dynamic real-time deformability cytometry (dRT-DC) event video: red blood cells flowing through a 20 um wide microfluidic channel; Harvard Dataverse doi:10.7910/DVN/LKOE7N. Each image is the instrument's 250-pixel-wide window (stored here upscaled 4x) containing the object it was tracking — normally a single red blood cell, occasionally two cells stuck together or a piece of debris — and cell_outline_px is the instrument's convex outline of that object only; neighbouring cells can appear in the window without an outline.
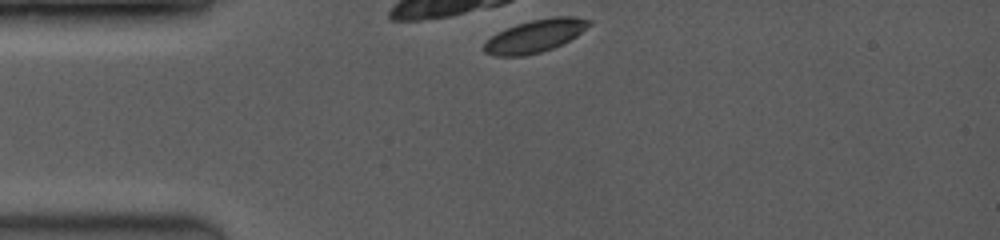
{"species": "common noctule bat (a hibernating species)", "species_latin": "Nyctalus noctula", "temperature_condition": "room temperature", "stored_images_in_passage": 5, "camera_frame_rate_fps": 3500, "um_per_image_px": 0.085, "animal": {"sex": "female", "body_mass_g": 19.0, "forearm_length_mm": 53.3}, "frame": {"image": 1, "passage_image": 1, "time_ms": 0.0, "image_size_px": [1000, 240], "cell_outline_px": [[592, 24], [576, 36], [552, 48], [540, 52], [524, 56], [496, 56], [484, 52], [484, 44], [496, 32], [516, 24], [532, 20], [552, 16], [572, 16], [592, 20]], "centroid_in_image_um": [45.49, 3.04], "position_along_channel_um": 39.5, "area_um2": 19.94}}